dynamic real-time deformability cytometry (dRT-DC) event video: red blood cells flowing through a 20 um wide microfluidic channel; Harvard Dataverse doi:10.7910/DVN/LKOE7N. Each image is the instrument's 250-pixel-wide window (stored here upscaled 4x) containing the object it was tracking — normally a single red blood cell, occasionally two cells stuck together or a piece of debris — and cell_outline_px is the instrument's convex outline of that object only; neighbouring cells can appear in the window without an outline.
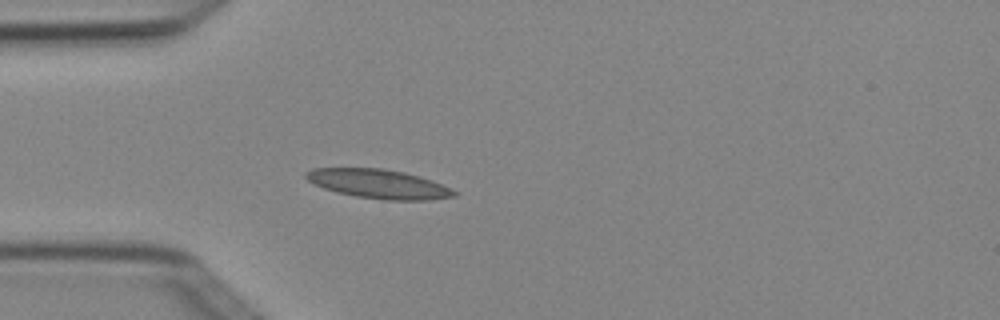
{"species": "Egyptian fruit bat (a non-hibernating species)", "species_latin": "Rousettus aegyptiacus", "temperature_condition": "cold", "stored_images_in_passage": 4, "camera_frame_rate_fps": 3000, "um_per_image_px": 0.085, "animal": {"sex": "female"}, "frame": {"image": 1, "passage_image": 4, "time_ms": 1.0, "image_size_px": [1000, 320], "cell_outline_px": [[460, 192], [456, 196], [428, 200], [384, 200], [356, 196], [336, 192], [324, 188], [308, 180], [304, 176], [304, 172], [312, 168], [384, 168], [404, 172], [420, 176], [432, 180]], "centroid_in_image_um": [32.21, 15.63], "position_along_channel_um": 52.8, "area_um2": 25.26}}